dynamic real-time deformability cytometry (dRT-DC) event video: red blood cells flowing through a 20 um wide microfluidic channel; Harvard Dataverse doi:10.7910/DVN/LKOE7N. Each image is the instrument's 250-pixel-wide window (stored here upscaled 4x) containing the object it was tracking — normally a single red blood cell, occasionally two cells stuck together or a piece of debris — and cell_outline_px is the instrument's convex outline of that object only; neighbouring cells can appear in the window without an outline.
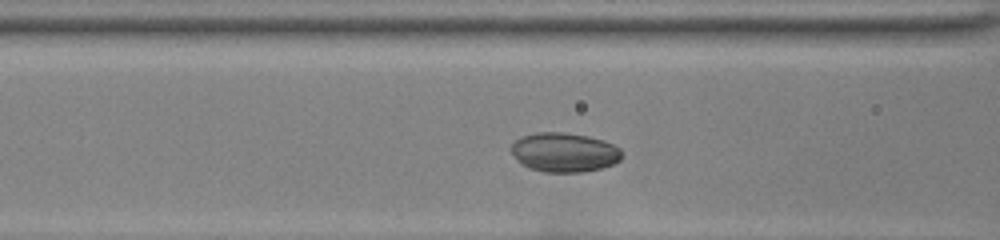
{"species": "common noctule bat (a hibernating species)", "species_latin": "Nyctalus noctula", "temperature_condition": "room temperature", "stored_images_in_passage": 40, "camera_frame_rate_fps": 3000, "um_per_image_px": 0.085, "animal": {"sex": "female", "body_mass_g": 22.0, "forearm_length_mm": 56.7}, "frame": {"image": 1, "passage_image": 12, "time_ms": 3.667, "image_size_px": [1000, 240], "cell_outline_px": [[624, 152], [620, 160], [612, 164], [600, 168], [584, 172], [544, 172], [528, 168], [520, 164], [516, 160], [508, 148], [520, 136], [536, 132], [564, 132], [588, 136], [612, 144], [620, 148]], "centroid_in_image_um": [47.91, 12.95], "position_along_channel_um": 118.7, "area_um2": 25.66}}
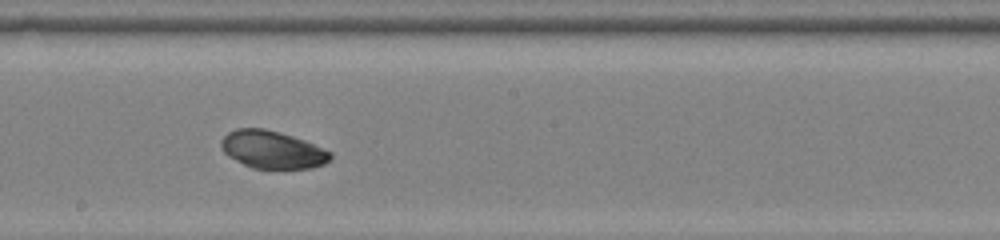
{"frame": {"image": 2, "passage_image": 20, "time_ms": 6.333, "image_size_px": [1000, 240], "cell_outline_px": [[332, 156], [324, 164], [312, 168], [252, 168], [228, 156], [220, 148], [220, 140], [228, 132], [236, 128], [264, 128], [280, 132], [304, 140], [332, 152]], "centroid_in_image_um": [23.12, 12.71], "position_along_channel_um": 225.1, "area_um2": 23.93}}
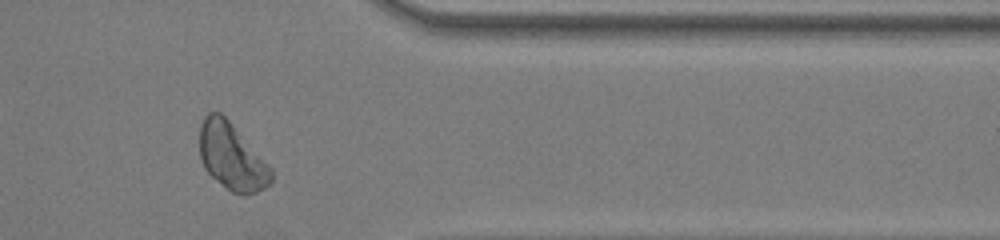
{"frame": {"image": 3, "passage_image": 33, "time_ms": 10.667, "image_size_px": [1000, 240], "cell_outline_px": [[272, 180], [264, 188], [256, 192], [244, 196], [232, 192], [212, 176], [204, 168], [200, 156], [200, 124], [204, 116], [208, 112], [220, 112], [232, 124], [272, 168]], "centroid_in_image_um": [19.69, 13.32], "position_along_channel_um": 391.7, "area_um2": 27.57}}